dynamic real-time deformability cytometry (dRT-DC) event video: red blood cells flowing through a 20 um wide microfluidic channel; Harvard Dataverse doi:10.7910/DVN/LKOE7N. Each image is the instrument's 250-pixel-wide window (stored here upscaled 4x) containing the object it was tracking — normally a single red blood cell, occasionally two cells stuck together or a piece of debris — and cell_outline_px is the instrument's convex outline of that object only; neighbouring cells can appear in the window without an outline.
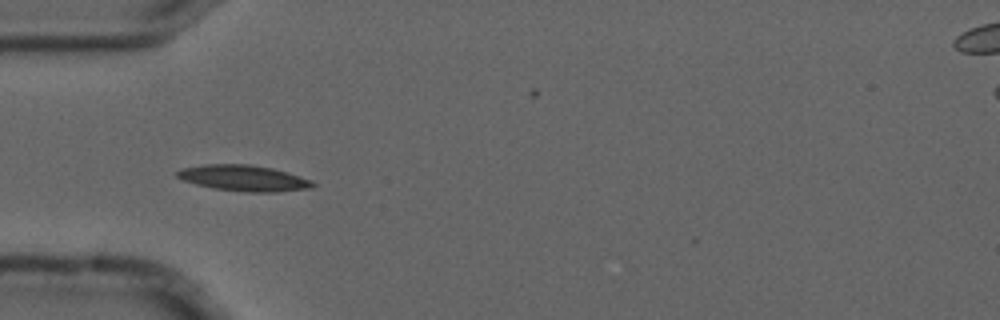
{"species": "common noctule bat (a hibernating species)", "species_latin": "Nyctalus noctula", "temperature_condition": "cold", "stored_images_in_passage": 5, "camera_frame_rate_fps": 3000, "um_per_image_px": 0.085, "animal": {"sex": "male", "forearm_length_mm": 52.5}, "frame": {"image": 1, "passage_image": 1, "time_ms": 0.0, "image_size_px": [1000, 320], "cell_outline_px": [[316, 184], [312, 188], [276, 192], [244, 192], [212, 188], [196, 184], [184, 180], [176, 176], [176, 172], [180, 168], [204, 164], [252, 164], [272, 168], [288, 172], [312, 180]], "centroid_in_image_um": [20.72, 15.13], "position_along_channel_um": 64.3, "area_um2": 20.69}}
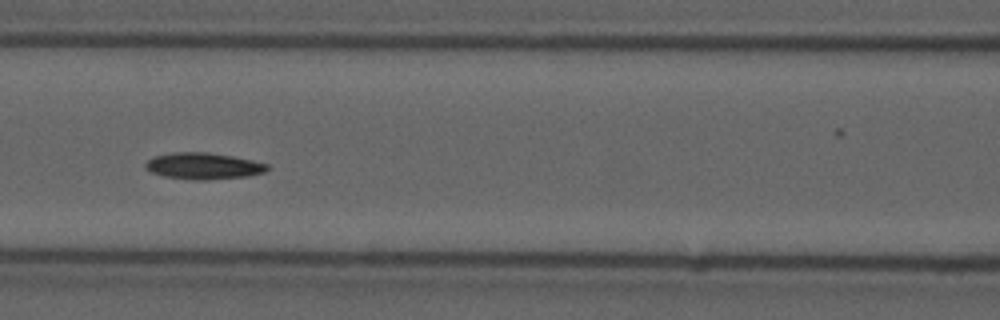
{"frame": {"image": 2, "passage_image": 3, "time_ms": 0.667, "image_size_px": [1000, 320], "cell_outline_px": [[272, 168], [264, 172], [248, 176], [204, 180], [192, 180], [164, 176], [152, 172], [144, 168], [144, 164], [148, 160], [156, 156], [172, 152], [208, 152], [232, 156], [252, 160], [268, 164]], "centroid_in_image_um": [17.3, 14.11], "position_along_channel_um": 149.3, "area_um2": 18.84}}
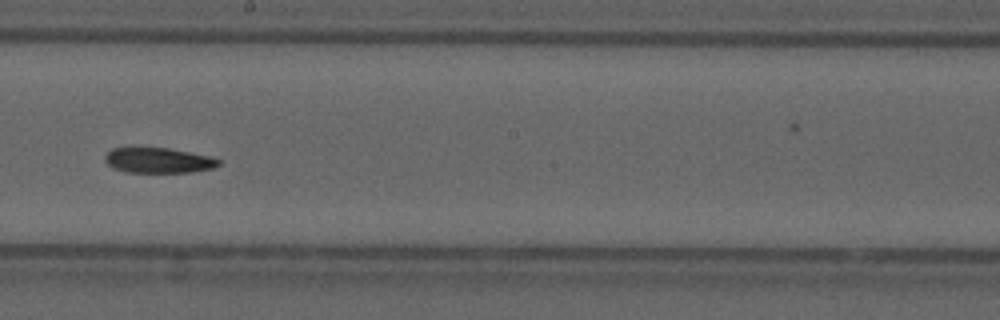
{"frame": {"image": 3, "passage_image": 5, "time_ms": 1.333, "image_size_px": [1000, 320], "cell_outline_px": [[220, 164], [212, 168], [188, 172], [128, 172], [112, 168], [104, 160], [104, 156], [112, 148], [168, 148], [208, 156], [220, 160]], "centroid_in_image_um": [13.42, 13.63], "position_along_channel_um": 234.8, "area_um2": 16.47}}